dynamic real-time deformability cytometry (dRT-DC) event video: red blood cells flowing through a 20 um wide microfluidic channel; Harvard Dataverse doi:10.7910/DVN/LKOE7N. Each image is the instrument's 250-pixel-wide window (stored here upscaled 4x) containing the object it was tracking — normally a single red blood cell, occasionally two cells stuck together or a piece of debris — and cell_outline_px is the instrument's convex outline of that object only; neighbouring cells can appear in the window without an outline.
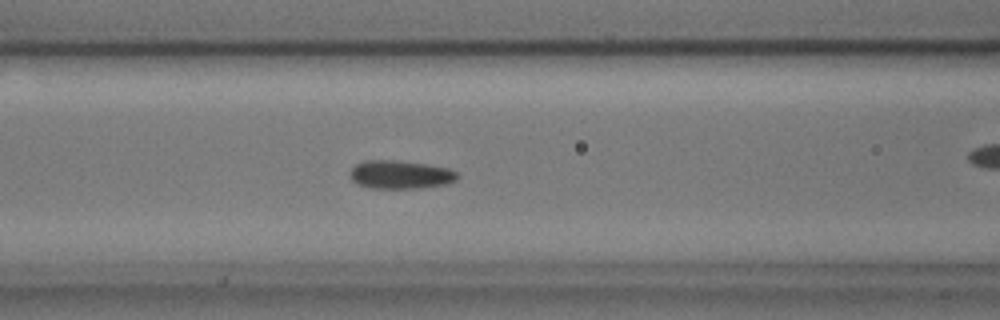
{"species": "common noctule bat (a hibernating species)", "species_latin": "Nyctalus noctula", "temperature_condition": "cold", "stored_images_in_passage": 55, "camera_frame_rate_fps": 3000, "um_per_image_px": 0.085, "animal": {"sex": "male", "body_mass_g": 17.9, "forearm_length_mm": 54.2}, "frame": {"image": 1, "passage_image": 21, "time_ms": 6.667, "image_size_px": [1000, 320], "cell_outline_px": [[460, 176], [456, 180], [448, 184], [420, 188], [368, 188], [356, 184], [352, 180], [352, 168], [356, 164], [364, 160], [396, 160], [424, 164], [448, 168], [456, 172]], "centroid_in_image_um": [34.05, 14.85], "position_along_channel_um": 132.6, "area_um2": 17.74}}
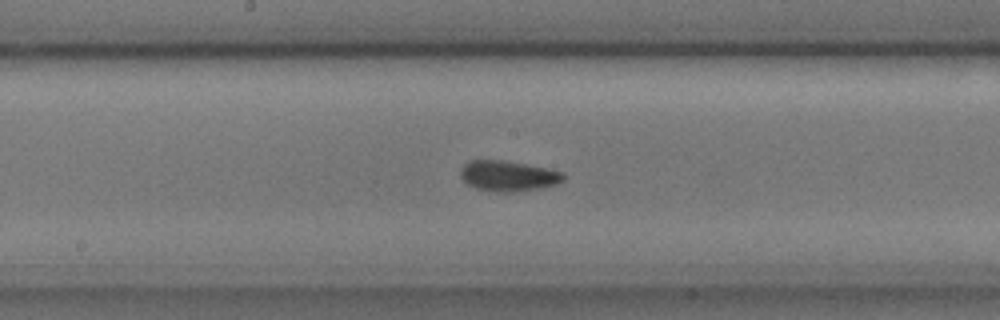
{"frame": {"image": 2, "passage_image": 27, "time_ms": 8.667, "image_size_px": [1000, 320], "cell_outline_px": [[564, 180], [556, 184], [536, 188], [512, 192], [492, 192], [476, 188], [468, 184], [460, 176], [460, 172], [464, 164], [468, 160], [504, 160], [548, 168], [564, 172]], "centroid_in_image_um": [43.18, 14.94], "position_along_channel_um": 205.0, "area_um2": 18.26}}
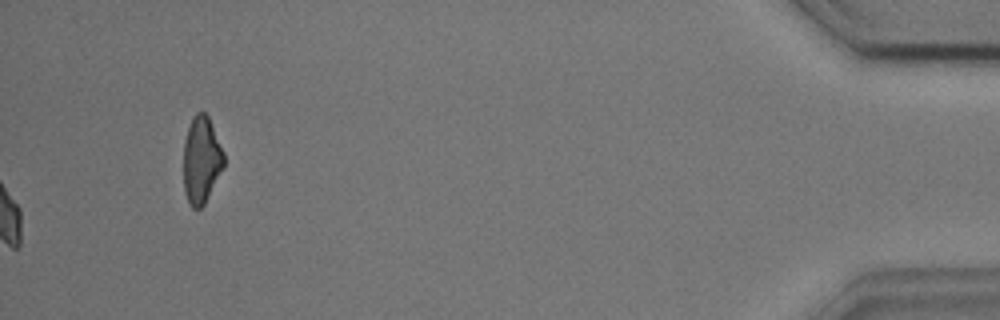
{"frame": {"image": 3, "passage_image": 55, "time_ms": 18.0, "image_size_px": [1000, 320], "cell_outline_px": [[224, 164], [204, 204], [200, 208], [192, 208], [188, 204], [184, 192], [184, 140], [192, 116], [196, 112], [204, 112], [208, 116], [224, 152]], "centroid_in_image_um": [17.1, 13.58], "position_along_channel_um": 418.1, "area_um2": 20.29}, "authors_computed_cell_mechanics": {"area_um2": 17.2822, "velocity_mm_per_s": 3.6179, "shape_relaxation_time_tau1_ms": 4.6485, "shape_relaxation_time_tau2_ms": 1.8217, "deformation_change_tau1": 0.0756, "deformation_change_tau2": 0.0846}}